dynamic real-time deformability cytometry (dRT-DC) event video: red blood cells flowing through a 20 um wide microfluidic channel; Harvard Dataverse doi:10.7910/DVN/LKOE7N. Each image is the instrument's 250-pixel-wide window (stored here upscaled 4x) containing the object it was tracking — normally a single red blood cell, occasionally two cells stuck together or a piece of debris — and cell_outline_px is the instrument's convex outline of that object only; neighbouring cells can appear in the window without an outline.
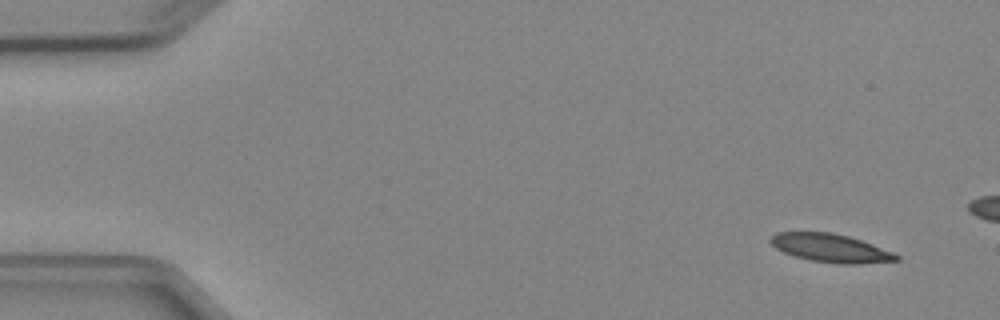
{"species": "Egyptian fruit bat (a non-hibernating species)", "species_latin": "Rousettus aegyptiacus", "temperature_condition": "cold", "stored_images_in_passage": 3, "camera_frame_rate_fps": 3000, "um_per_image_px": 0.085, "animal": {"sex": "female"}, "frame": {"image": 1, "passage_image": 1, "time_ms": 0.0, "image_size_px": [1000, 320], "cell_outline_px": [[900, 260], [860, 264], [840, 264], [812, 260], [796, 256], [784, 252], [776, 248], [768, 240], [776, 232], [832, 232], [848, 236], [872, 244], [892, 252], [900, 256]], "centroid_in_image_um": [70.61, 21.08], "position_along_channel_um": 14.4, "area_um2": 20.58}}